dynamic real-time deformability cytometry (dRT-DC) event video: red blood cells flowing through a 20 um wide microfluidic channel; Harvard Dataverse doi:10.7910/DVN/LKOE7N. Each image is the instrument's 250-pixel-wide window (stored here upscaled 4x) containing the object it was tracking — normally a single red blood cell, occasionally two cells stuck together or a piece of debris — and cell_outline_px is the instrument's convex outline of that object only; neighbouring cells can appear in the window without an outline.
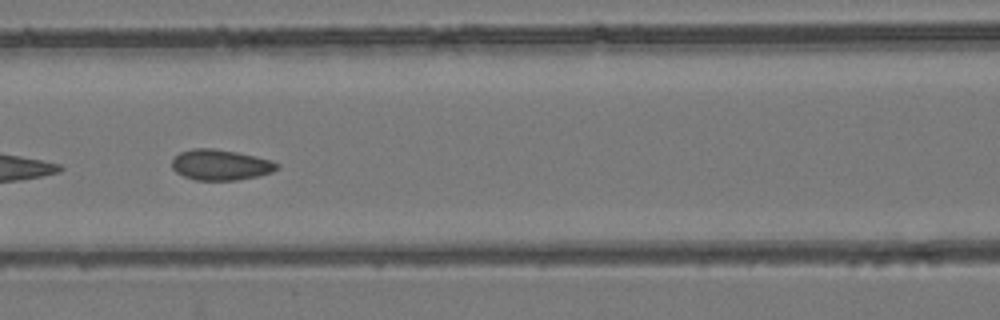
{"species": "common noctule bat (a hibernating species)", "species_latin": "Nyctalus noctula", "temperature_condition": "room temperature", "stored_images_in_passage": 8, "camera_frame_rate_fps": 3000, "um_per_image_px": 0.085, "animal": {"sex": "female", "body_mass_g": 24.6, "forearm_length_mm": 56.2}, "frame": {"image": 1, "passage_image": 6, "time_ms": 6.667, "image_size_px": [1000, 320], "cell_outline_px": [[280, 168], [272, 172], [256, 176], [236, 180], [196, 180], [184, 176], [176, 172], [172, 168], [172, 160], [180, 152], [192, 148], [212, 148], [236, 152], [272, 160], [280, 164]], "centroid_in_image_um": [18.76, 14.01], "position_along_channel_um": 147.8, "area_um2": 18.73}}
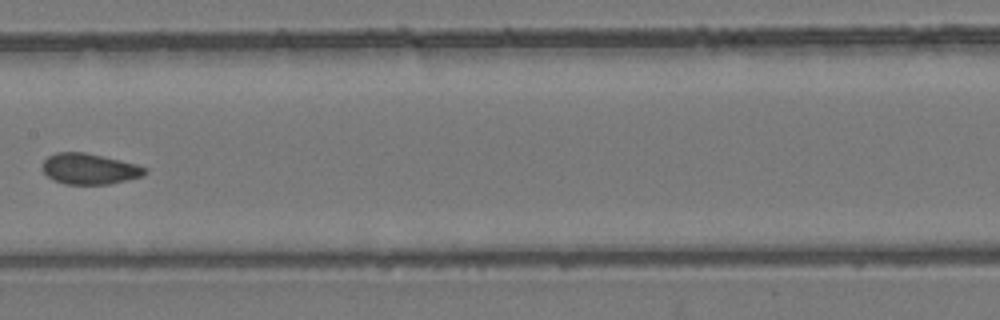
{"frame": {"image": 2, "passage_image": 7, "time_ms": 8.0, "image_size_px": [1000, 320], "cell_outline_px": [[148, 172], [140, 176], [108, 184], [64, 184], [52, 180], [44, 172], [44, 160], [48, 156], [56, 152], [84, 152], [120, 160], [136, 164], [148, 168]], "centroid_in_image_um": [7.59, 14.35], "position_along_channel_um": 199.8, "area_um2": 18.21}}
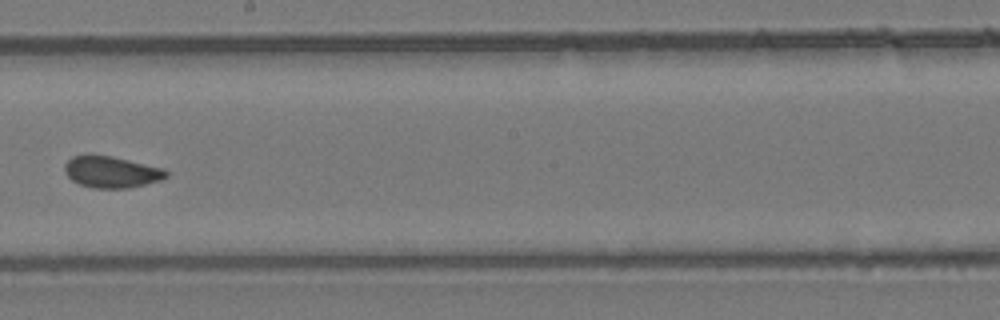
{"frame": {"image": 3, "passage_image": 8, "time_ms": 9.0, "image_size_px": [1000, 320], "cell_outline_px": [[168, 176], [160, 180], [128, 188], [92, 188], [80, 184], [72, 180], [64, 172], [64, 164], [72, 156], [88, 152], [112, 156], [164, 168], [168, 172]], "centroid_in_image_um": [9.42, 14.58], "position_along_channel_um": 238.8, "area_um2": 19.02}}